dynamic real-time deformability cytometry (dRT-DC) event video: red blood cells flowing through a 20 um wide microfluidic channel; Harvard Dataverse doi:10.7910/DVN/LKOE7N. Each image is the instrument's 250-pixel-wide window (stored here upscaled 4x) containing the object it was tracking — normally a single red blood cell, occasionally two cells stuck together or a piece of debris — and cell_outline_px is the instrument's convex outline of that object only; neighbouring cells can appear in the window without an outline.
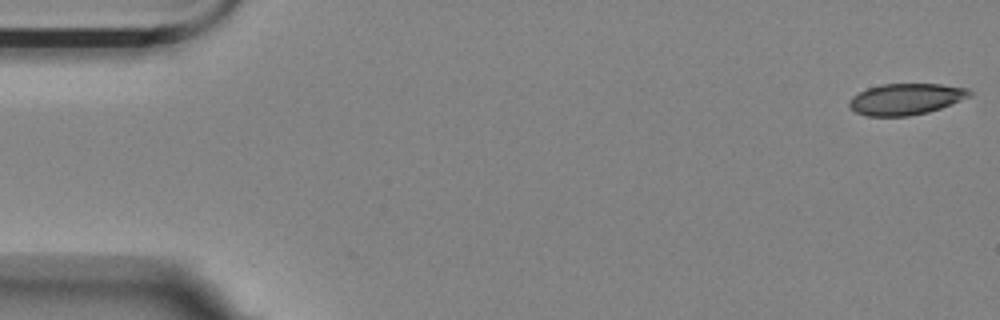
{"species": "Egyptian fruit bat (a non-hibernating species)", "species_latin": "Rousettus aegyptiacus", "temperature_condition": "room temperature", "stored_images_in_passage": 2, "segment_of_instrument_passage": [2, 2], "camera_frame_rate_fps": 3000, "um_per_image_px": 0.085, "animal": {"sex": "female"}, "frame": {"image": 1, "passage_image": 2, "time_ms": 0.333, "image_size_px": [1000, 320], "cell_outline_px": [[972, 96], [940, 108], [928, 112], [908, 116], [868, 116], [856, 112], [848, 104], [848, 100], [852, 96], [868, 88], [880, 84], [940, 84], [968, 88], [972, 92]], "centroid_in_image_um": [77.01, 8.42], "position_along_channel_um": 8.0, "area_um2": 21.91}}